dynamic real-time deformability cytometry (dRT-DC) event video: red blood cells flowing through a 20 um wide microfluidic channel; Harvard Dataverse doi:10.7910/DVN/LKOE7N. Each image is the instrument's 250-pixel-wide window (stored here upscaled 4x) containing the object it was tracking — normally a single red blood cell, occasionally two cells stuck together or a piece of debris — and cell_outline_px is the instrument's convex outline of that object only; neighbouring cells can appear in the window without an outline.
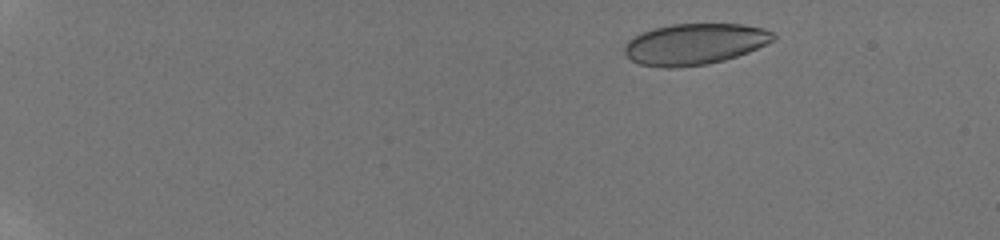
{"species": "human", "species_latin": "Homo sapiens", "temperature_condition": "room temperature", "stored_images_in_passage": 25, "camera_frame_rate_fps": 3000, "um_per_image_px": 0.085, "donor": {"sex": "male"}, "frame": {"image": 1, "passage_image": 6, "time_ms": 2.0, "image_size_px": [1000, 240], "cell_outline_px": [[776, 40], [748, 52], [724, 60], [708, 64], [672, 68], [664, 68], [640, 64], [632, 60], [624, 52], [624, 44], [632, 36], [640, 32], [652, 28], [672, 24], [740, 24], [764, 28], [772, 32], [776, 36]], "centroid_in_image_um": [59.03, 3.74], "position_along_channel_um": 26.0, "area_um2": 35.89}}
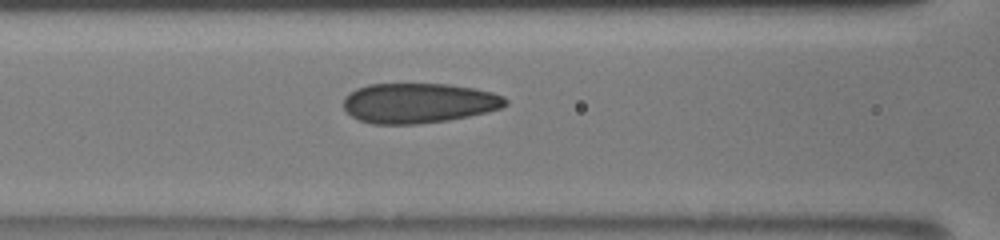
{"frame": {"image": 2, "passage_image": 17, "time_ms": 8.333, "image_size_px": [1000, 240], "cell_outline_px": [[508, 104], [500, 108], [488, 112], [448, 120], [416, 124], [372, 124], [360, 120], [352, 116], [344, 108], [344, 96], [356, 88], [368, 84], [448, 84], [476, 88], [492, 92], [504, 96], [508, 100]], "centroid_in_image_um": [35.6, 8.75], "position_along_channel_um": 131.0, "area_um2": 37.92}}
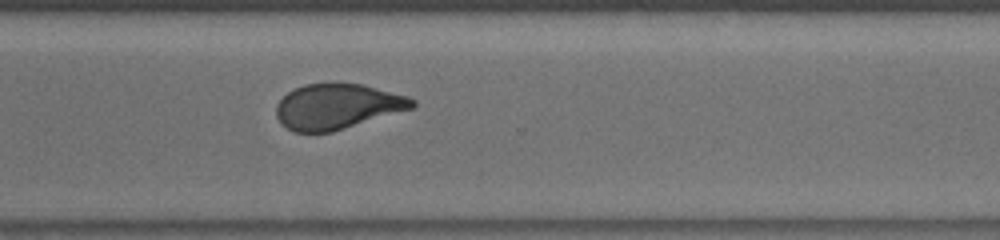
{"frame": {"image": 3, "passage_image": 25, "time_ms": 13.667, "image_size_px": [1000, 240], "cell_outline_px": [[416, 104], [412, 108], [332, 132], [296, 132], [280, 124], [276, 116], [276, 104], [288, 92], [304, 84], [328, 80], [336, 80], [360, 84], [408, 96], [416, 100]], "centroid_in_image_um": [28.64, 9.01], "position_along_channel_um": 342.0, "area_um2": 36.41}}